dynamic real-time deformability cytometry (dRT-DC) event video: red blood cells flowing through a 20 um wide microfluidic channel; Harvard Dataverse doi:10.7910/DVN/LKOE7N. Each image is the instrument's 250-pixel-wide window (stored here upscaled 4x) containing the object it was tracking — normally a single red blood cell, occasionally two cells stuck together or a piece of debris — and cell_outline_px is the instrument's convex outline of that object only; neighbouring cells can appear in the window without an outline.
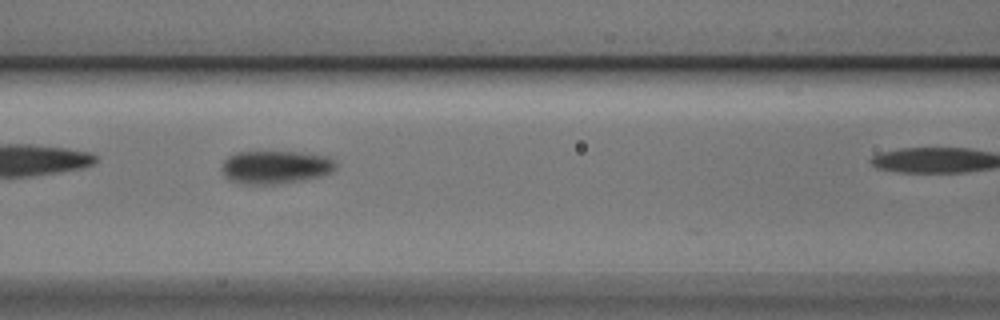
{"species": "Egyptian fruit bat (a non-hibernating species)", "species_latin": "Rousettus aegyptiacus", "temperature_condition": "cold", "stored_images_in_passage": 9, "camera_frame_rate_fps": 3000, "um_per_image_px": 0.085, "animal": {"sex": "male"}, "frame": {"image": 1, "passage_image": 8, "time_ms": 2.333, "image_size_px": [1000, 320], "cell_outline_px": [[336, 168], [332, 172], [320, 176], [304, 180], [276, 184], [240, 184], [228, 180], [224, 176], [224, 160], [228, 156], [236, 152], [300, 152], [328, 156], [336, 160]], "centroid_in_image_um": [23.45, 14.21], "position_along_channel_um": 143.2, "area_um2": 22.14}}